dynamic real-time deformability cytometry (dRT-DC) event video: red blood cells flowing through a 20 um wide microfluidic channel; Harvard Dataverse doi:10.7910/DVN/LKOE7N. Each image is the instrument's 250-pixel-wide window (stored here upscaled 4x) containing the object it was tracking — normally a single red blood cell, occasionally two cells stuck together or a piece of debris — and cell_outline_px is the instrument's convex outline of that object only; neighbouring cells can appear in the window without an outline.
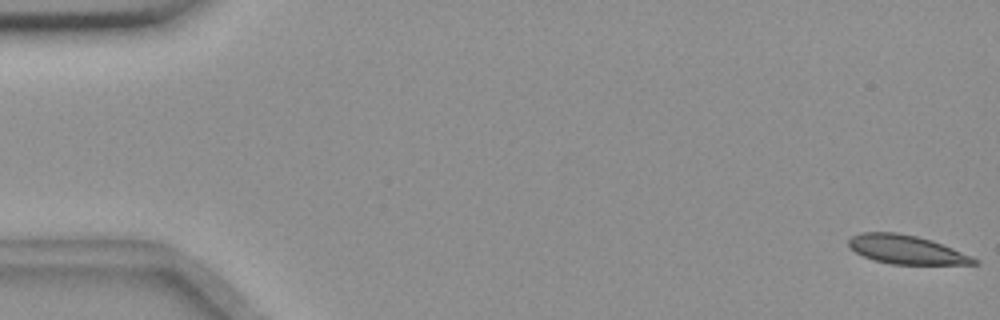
{"species": "common noctule bat (a hibernating species)", "species_latin": "Nyctalus noctula", "temperature_condition": "room temperature", "stored_images_in_passage": 6, "camera_frame_rate_fps": 3000, "um_per_image_px": 0.085, "animal": {"sex": "female", "body_mass_g": 18.4}, "frame": {"image": 1, "passage_image": 1, "time_ms": 0.0, "image_size_px": [1000, 320], "cell_outline_px": [[980, 264], [892, 264], [876, 260], [864, 256], [856, 252], [848, 244], [848, 240], [852, 236], [860, 232], [896, 232], [916, 236], [932, 240], [972, 256], [980, 260]], "centroid_in_image_um": [77.07, 21.21], "position_along_channel_um": 7.9, "area_um2": 20.87}}
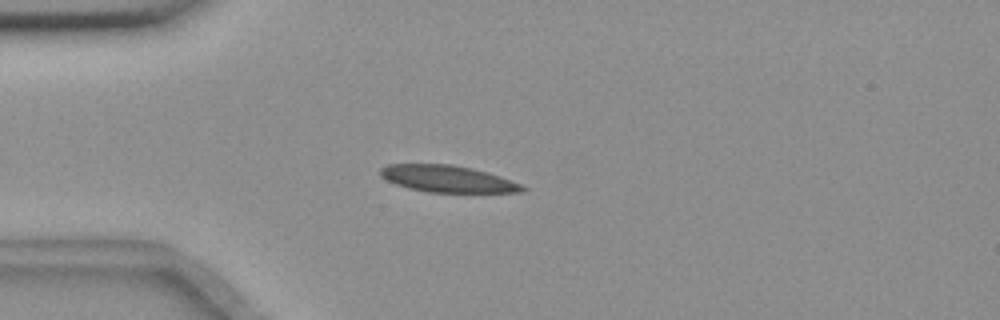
{"frame": {"image": 2, "passage_image": 5, "time_ms": 4.667, "image_size_px": [1000, 320], "cell_outline_px": [[528, 188], [524, 192], [428, 192], [408, 188], [396, 184], [380, 176], [380, 168], [388, 164], [452, 164], [472, 168], [488, 172], [500, 176], [520, 184]], "centroid_in_image_um": [38.05, 15.19], "position_along_channel_um": 47.0, "area_um2": 22.14}}